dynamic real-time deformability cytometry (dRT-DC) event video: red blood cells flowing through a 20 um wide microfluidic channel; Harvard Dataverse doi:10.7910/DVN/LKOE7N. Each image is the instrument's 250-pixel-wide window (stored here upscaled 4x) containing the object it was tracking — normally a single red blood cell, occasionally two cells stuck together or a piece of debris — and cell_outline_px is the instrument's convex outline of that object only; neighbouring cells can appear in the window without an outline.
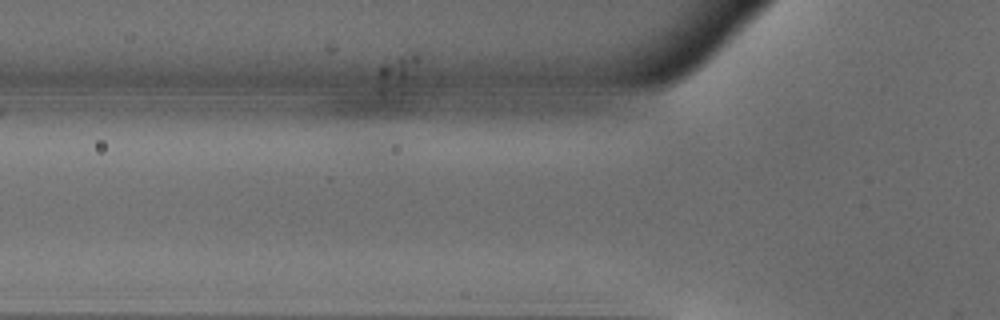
{"species": "common noctule bat (a hibernating species)", "species_latin": "Nyctalus noctula", "temperature_condition": "warm", "stored_images_in_passage": 3, "camera_frame_rate_fps": 3000, "um_per_image_px": 0.085, "animal": {"sex": "male", "body_mass_g": 18.8}, "frame": {"image": 1, "passage_image": 3, "time_ms": 0.667, "image_size_px": [1000, 320], "cell_outline_px": [[612, 92], [608, 100], [576, 104], [476, 104], [464, 100], [480, 92]], "centroid_in_image_um": [45.73, 8.32], "position_along_channel_um": 80.1, "area_um2": 11.5}}